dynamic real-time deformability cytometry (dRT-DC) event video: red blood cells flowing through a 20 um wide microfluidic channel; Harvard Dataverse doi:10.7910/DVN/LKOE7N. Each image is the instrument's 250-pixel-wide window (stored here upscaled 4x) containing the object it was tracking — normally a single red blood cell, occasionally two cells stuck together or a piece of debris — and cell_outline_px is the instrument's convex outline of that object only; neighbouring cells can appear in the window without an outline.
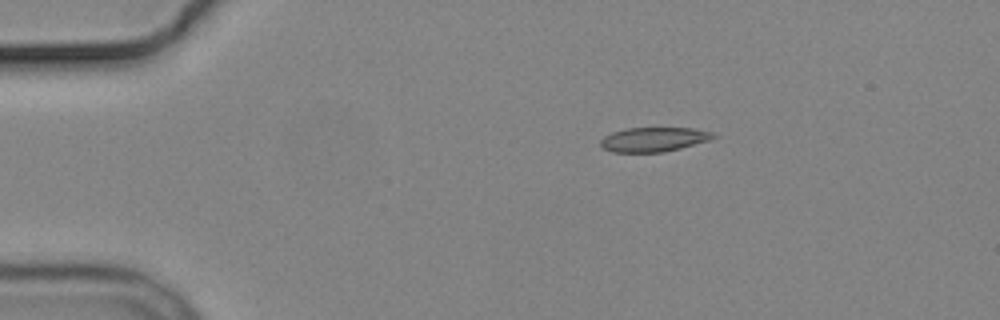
{"species": "common noctule bat (a hibernating species)", "species_latin": "Nyctalus noctula", "temperature_condition": "cold", "stored_images_in_passage": 6, "camera_frame_rate_fps": 3000, "um_per_image_px": 0.085, "animal": {"sex": "male", "body_mass_g": 19.2, "forearm_length_mm": 51.8}, "frame": {"image": 1, "passage_image": 3, "time_ms": 2.333, "image_size_px": [1000, 320], "cell_outline_px": [[720, 136], [708, 140], [680, 148], [664, 152], [612, 152], [600, 148], [600, 140], [604, 136], [612, 132], [628, 128], [692, 128], [712, 132]], "centroid_in_image_um": [55.54, 11.85], "position_along_channel_um": 29.5, "area_um2": 16.07}}
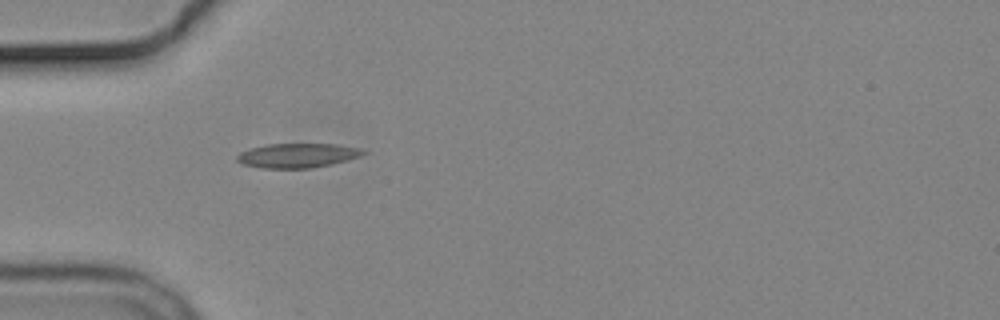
{"frame": {"image": 2, "passage_image": 5, "time_ms": 4.667, "image_size_px": [1000, 320], "cell_outline_px": [[368, 152], [360, 156], [348, 160], [332, 164], [312, 168], [260, 168], [244, 164], [236, 160], [236, 156], [240, 152], [252, 148], [268, 144], [336, 144], [360, 148]], "centroid_in_image_um": [25.31, 13.22], "position_along_channel_um": 59.7, "area_um2": 17.92}}
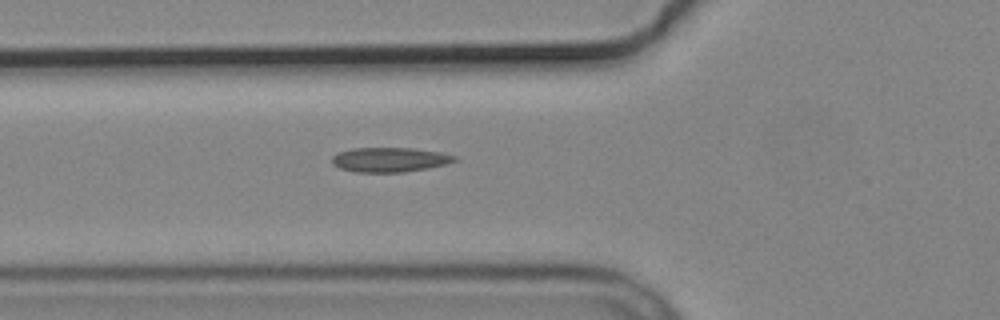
{"frame": {"image": 3, "passage_image": 6, "time_ms": 5.667, "image_size_px": [1000, 320], "cell_outline_px": [[456, 160], [444, 164], [404, 172], [356, 172], [340, 168], [332, 164], [332, 156], [340, 152], [352, 148], [412, 148], [440, 152], [456, 156]], "centroid_in_image_um": [33.08, 13.57], "position_along_channel_um": 92.7, "area_um2": 17.28}}